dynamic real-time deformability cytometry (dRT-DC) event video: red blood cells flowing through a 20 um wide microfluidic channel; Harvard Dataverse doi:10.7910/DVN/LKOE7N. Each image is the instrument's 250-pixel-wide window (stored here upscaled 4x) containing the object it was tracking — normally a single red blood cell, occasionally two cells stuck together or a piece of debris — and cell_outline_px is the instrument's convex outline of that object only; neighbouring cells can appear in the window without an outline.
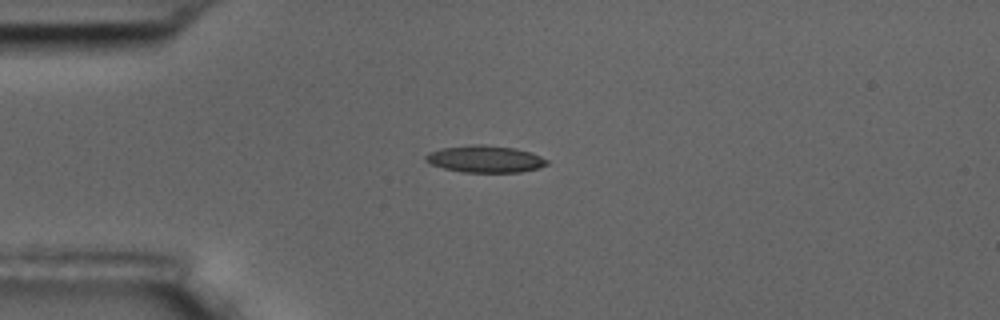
{"species": "common noctule bat (a hibernating species)", "species_latin": "Nyctalus noctula", "temperature_condition": "room temperature", "stored_images_in_passage": 12, "camera_frame_rate_fps": 3000, "um_per_image_px": 0.085, "animal": {"sex": "male", "body_mass_g": 17.5, "forearm_length_mm": 52.3}, "frame": {"image": 1, "passage_image": 1, "time_ms": 0.0, "image_size_px": [1000, 320], "cell_outline_px": [[548, 164], [540, 168], [520, 172], [464, 172], [444, 168], [432, 164], [424, 160], [424, 156], [428, 152], [444, 148], [472, 144], [484, 144], [516, 148], [532, 152], [548, 160]], "centroid_in_image_um": [41.26, 13.51], "position_along_channel_um": 43.7, "area_um2": 19.13}}
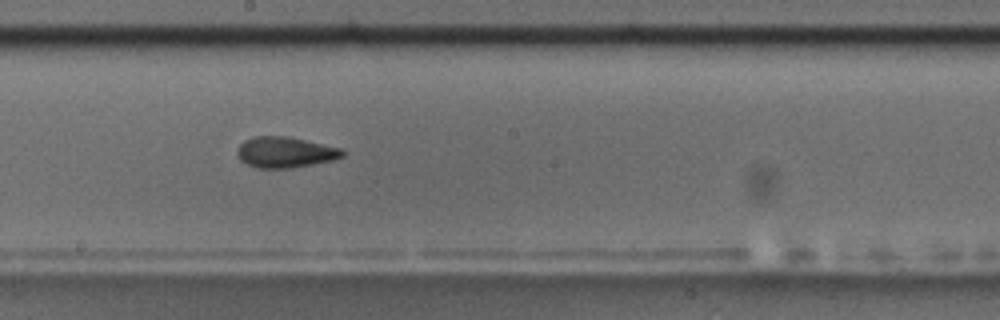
{"frame": {"image": 2, "passage_image": 6, "time_ms": 5.667, "image_size_px": [1000, 320], "cell_outline_px": [[344, 156], [332, 160], [312, 164], [288, 168], [256, 168], [240, 160], [236, 152], [240, 144], [244, 140], [256, 136], [288, 136], [344, 148]], "centroid_in_image_um": [24.25, 12.93], "position_along_channel_um": 223.9, "area_um2": 18.96}}
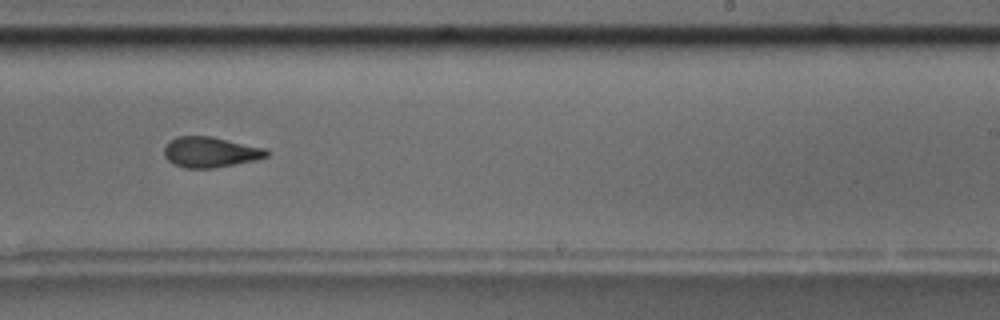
{"frame": {"image": 3, "passage_image": 7, "time_ms": 7.0, "image_size_px": [1000, 320], "cell_outline_px": [[268, 156], [256, 160], [212, 168], [184, 168], [172, 164], [164, 156], [164, 148], [168, 140], [176, 136], [212, 136], [264, 148], [268, 152]], "centroid_in_image_um": [17.82, 12.92], "position_along_channel_um": 271.2, "area_um2": 18.26}, "authors_computed_cell_mechanics": {"area_um2": 18.785, "velocity_mm_per_s": 3.5469, "shape_relaxation_time_tau1_ms": 4.173, "shape_relaxation_time_tau2_ms": 1.6031, "deformation_change_tau1": 0.1484, "deformation_change_tau2": 0.0749}}